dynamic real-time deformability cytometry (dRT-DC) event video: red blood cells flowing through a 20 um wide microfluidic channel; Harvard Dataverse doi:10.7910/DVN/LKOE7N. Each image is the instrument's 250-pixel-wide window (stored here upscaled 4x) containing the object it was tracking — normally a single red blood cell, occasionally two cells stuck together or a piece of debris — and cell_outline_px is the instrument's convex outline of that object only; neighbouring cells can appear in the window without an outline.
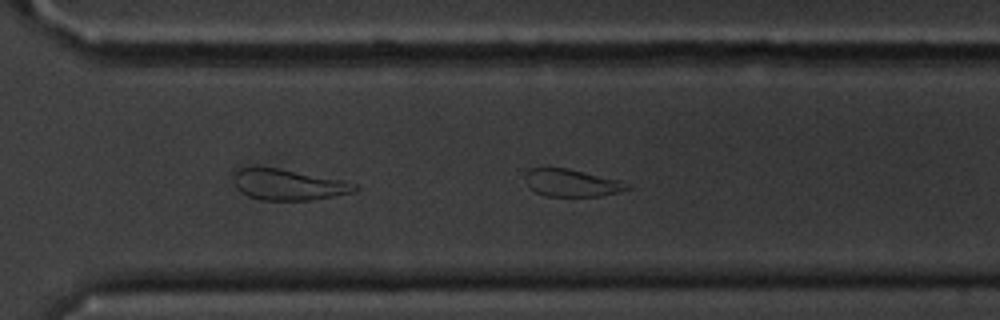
{"species": "common noctule bat (a hibernating species)", "species_latin": "Nyctalus noctula", "temperature_condition": "cold", "stored_images_in_passage": 24, "segment_of_instrument_passage": [2, 2], "camera_frame_rate_fps": 3000, "um_per_image_px": 0.085, "animal": {"sex": "male", "body_mass_g": 20.1, "forearm_length_mm": 53.5}, "frame": {"image": 1, "passage_image": 24, "time_ms": 7.667, "image_size_px": [1000, 320], "cell_outline_px": [[632, 188], [600, 196], [544, 196], [536, 192], [528, 184], [524, 176], [528, 168], [568, 168], [620, 180], [632, 184]], "centroid_in_image_um": [48.62, 15.54], "position_along_channel_um": 322.0, "area_um2": 16.3}}